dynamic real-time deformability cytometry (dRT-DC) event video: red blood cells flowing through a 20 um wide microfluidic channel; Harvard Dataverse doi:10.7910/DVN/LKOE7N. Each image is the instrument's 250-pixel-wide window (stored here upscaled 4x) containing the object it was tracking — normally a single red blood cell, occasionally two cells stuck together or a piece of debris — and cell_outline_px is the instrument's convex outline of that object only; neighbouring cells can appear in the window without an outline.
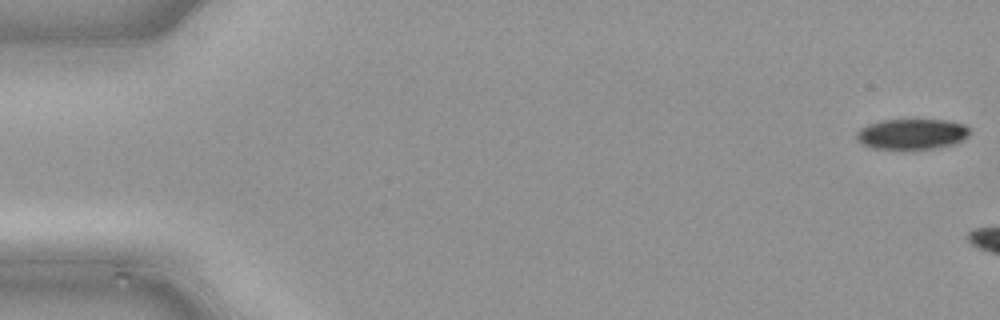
{"species": "common noctule bat (a hibernating species)", "species_latin": "Nyctalus noctula", "temperature_condition": "cold", "stored_images_in_passage": 6, "camera_frame_rate_fps": 3000, "um_per_image_px": 0.085, "animal": {"sex": "male", "body_mass_g": 21.5, "forearm_length_mm": 52.0}, "frame": {"image": 1, "passage_image": 1, "time_ms": 0.0, "image_size_px": [1000, 320], "cell_outline_px": [[972, 132], [968, 136], [952, 144], [932, 148], [872, 148], [864, 144], [856, 136], [856, 132], [860, 128], [868, 124], [880, 120], [948, 120], [964, 124]], "centroid_in_image_um": [77.52, 11.37], "position_along_channel_um": 7.5, "area_um2": 19.77}}